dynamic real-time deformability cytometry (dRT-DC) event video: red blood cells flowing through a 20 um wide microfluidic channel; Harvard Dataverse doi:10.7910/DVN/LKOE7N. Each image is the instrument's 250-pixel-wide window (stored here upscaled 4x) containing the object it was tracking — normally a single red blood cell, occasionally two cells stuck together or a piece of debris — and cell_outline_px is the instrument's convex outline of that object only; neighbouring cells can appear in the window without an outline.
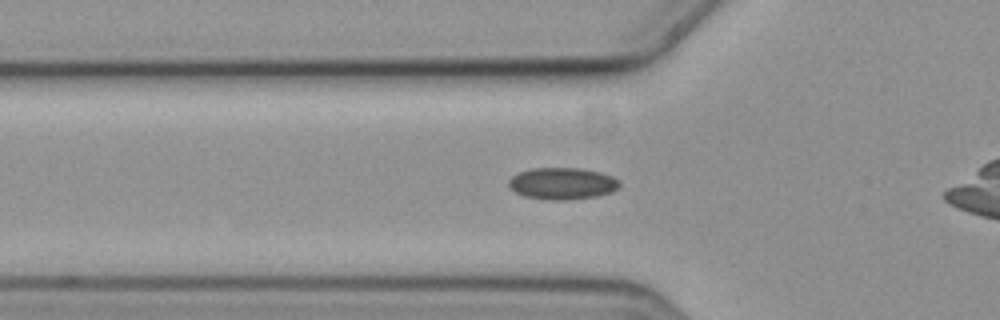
{"species": "common noctule bat (a hibernating species)", "species_latin": "Nyctalus noctula", "temperature_condition": "cold", "stored_images_in_passage": 42, "camera_frame_rate_fps": 3000, "um_per_image_px": 0.085, "animal": {"sex": "female", "body_mass_g": 19.3, "forearm_length_mm": 54.1}, "frame": {"image": 1, "passage_image": 12, "time_ms": 3.667, "image_size_px": [1000, 320], "cell_outline_px": [[620, 184], [612, 192], [596, 196], [568, 200], [552, 200], [524, 196], [516, 192], [508, 184], [508, 180], [512, 176], [520, 172], [532, 168], [580, 168], [600, 172], [612, 176], [620, 180]], "centroid_in_image_um": [47.81, 15.59], "position_along_channel_um": 78.0, "area_um2": 20.46}}
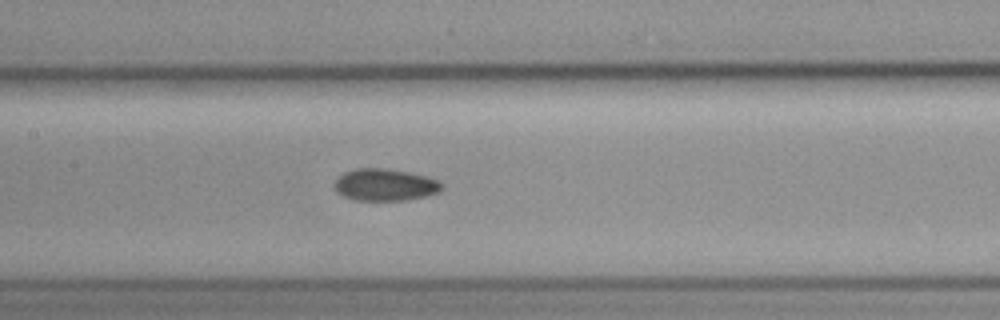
{"frame": {"image": 2, "passage_image": 20, "time_ms": 6.333, "image_size_px": [1000, 320], "cell_outline_px": [[444, 188], [440, 192], [424, 196], [404, 200], [352, 200], [336, 192], [336, 180], [344, 172], [356, 168], [384, 168], [408, 172], [424, 176], [436, 180]], "centroid_in_image_um": [32.71, 15.71], "position_along_channel_um": 174.7, "area_um2": 19.77}}
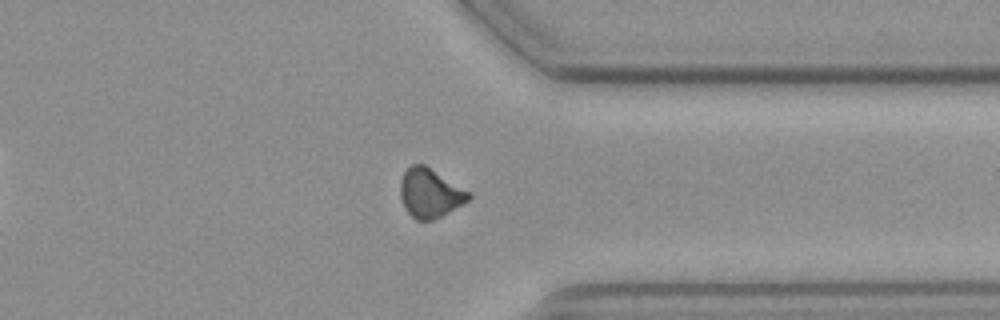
{"frame": {"image": 3, "passage_image": 37, "time_ms": 12.0, "image_size_px": [1000, 320], "cell_outline_px": [[472, 196], [464, 204], [432, 220], [416, 220], [408, 212], [400, 196], [400, 180], [404, 172], [412, 164], [424, 164], [472, 192]], "centroid_in_image_um": [36.57, 16.4], "position_along_channel_um": 374.8, "area_um2": 19.54}, "authors_computed_cell_mechanics": {"area_um2": 20.0277, "velocity_mm_per_s": 3.5999, "shape_relaxation_time_tau1_ms": null, "shape_relaxation_time_tau2_ms": 10.1922, "deformation_change_tau1": null, "deformation_change_tau2": 0.1376}}